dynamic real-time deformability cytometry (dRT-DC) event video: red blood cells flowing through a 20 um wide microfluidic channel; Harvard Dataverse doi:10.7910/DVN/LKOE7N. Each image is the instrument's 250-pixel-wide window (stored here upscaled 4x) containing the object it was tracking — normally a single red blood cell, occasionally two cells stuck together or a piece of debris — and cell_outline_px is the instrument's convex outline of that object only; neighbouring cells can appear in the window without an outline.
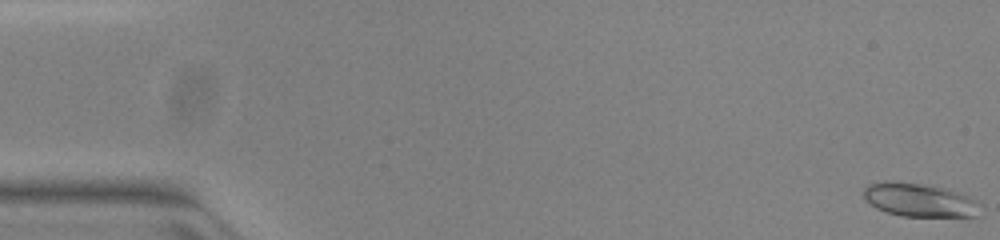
{"species": "common noctule bat (a hibernating species)", "species_latin": "Nyctalus noctula", "temperature_condition": "warm", "stored_images_in_passage": 52, "camera_frame_rate_fps": 3000, "um_per_image_px": 0.085, "animal": {"sex": "female", "body_mass_g": 23.0, "forearm_length_mm": 53.4}, "frame": {"image": 1, "passage_image": 1, "time_ms": 0.0, "image_size_px": [1000, 240], "cell_outline_px": [[984, 216], [968, 220], [900, 216], [876, 208], [864, 196], [864, 188], [868, 184], [884, 180], [888, 180], [932, 184], [960, 192], [984, 204]], "centroid_in_image_um": [78.4, 17.06], "position_along_channel_um": 6.6, "area_um2": 24.74}}
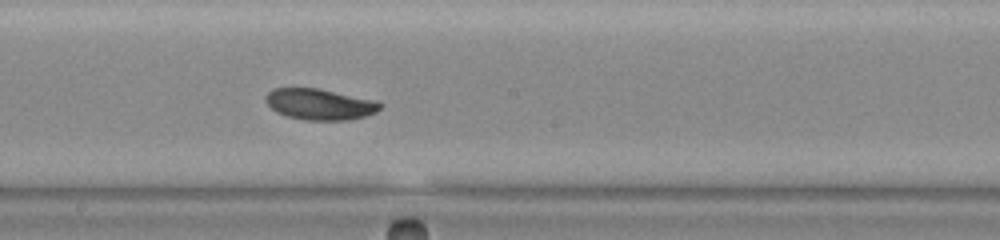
{"frame": {"image": 2, "passage_image": 29, "time_ms": 9.333, "image_size_px": [1000, 240], "cell_outline_px": [[384, 104], [376, 112], [364, 116], [348, 120], [304, 120], [288, 116], [276, 112], [268, 104], [268, 92], [272, 88], [320, 88], [376, 100]], "centroid_in_image_um": [27.23, 8.85], "position_along_channel_um": 221.0, "area_um2": 20.63}}
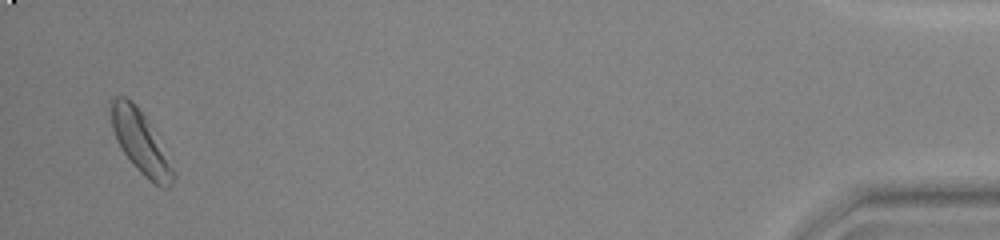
{"frame": {"image": 3, "passage_image": 51, "time_ms": 16.667, "image_size_px": [1000, 240], "cell_outline_px": [[176, 176], [172, 184], [168, 188], [164, 188], [148, 180], [132, 164], [116, 140], [112, 128], [108, 100], [116, 96], [124, 96], [148, 120]], "centroid_in_image_um": [11.89, 12.09], "position_along_channel_um": 423.3, "area_um2": 22.02}, "authors_computed_cell_mechanics": {"area_um2": 20.8658, "velocity_mm_per_s": 3.9334, "shape_relaxation_time_tau1_ms": 3.0075, "shape_relaxation_time_tau2_ms": null, "deformation_change_tau1": 0.0946, "deformation_change_tau2": null}}